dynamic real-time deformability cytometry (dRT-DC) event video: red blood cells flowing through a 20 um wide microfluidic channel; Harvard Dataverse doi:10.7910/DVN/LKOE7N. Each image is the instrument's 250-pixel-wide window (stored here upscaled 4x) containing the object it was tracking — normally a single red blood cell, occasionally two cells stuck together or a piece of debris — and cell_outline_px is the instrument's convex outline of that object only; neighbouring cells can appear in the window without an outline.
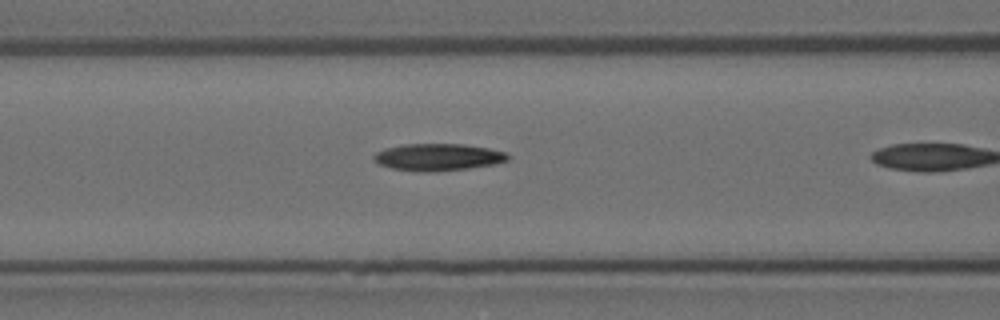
{"species": "Egyptian fruit bat (a non-hibernating species)", "species_latin": "Rousettus aegyptiacus", "temperature_condition": "room temperature", "stored_images_in_passage": 6, "camera_frame_rate_fps": 3000, "um_per_image_px": 0.085, "animal": {"sex": "female"}, "frame": {"image": 1, "passage_image": 5, "time_ms": 1.333, "image_size_px": [1000, 320], "cell_outline_px": [[512, 156], [508, 160], [496, 164], [468, 168], [432, 172], [416, 172], [392, 168], [380, 164], [372, 160], [372, 156], [376, 152], [388, 148], [404, 144], [464, 144], [488, 148], [508, 152]], "centroid_in_image_um": [37.27, 13.36], "position_along_channel_um": 129.3, "area_um2": 21.33}}